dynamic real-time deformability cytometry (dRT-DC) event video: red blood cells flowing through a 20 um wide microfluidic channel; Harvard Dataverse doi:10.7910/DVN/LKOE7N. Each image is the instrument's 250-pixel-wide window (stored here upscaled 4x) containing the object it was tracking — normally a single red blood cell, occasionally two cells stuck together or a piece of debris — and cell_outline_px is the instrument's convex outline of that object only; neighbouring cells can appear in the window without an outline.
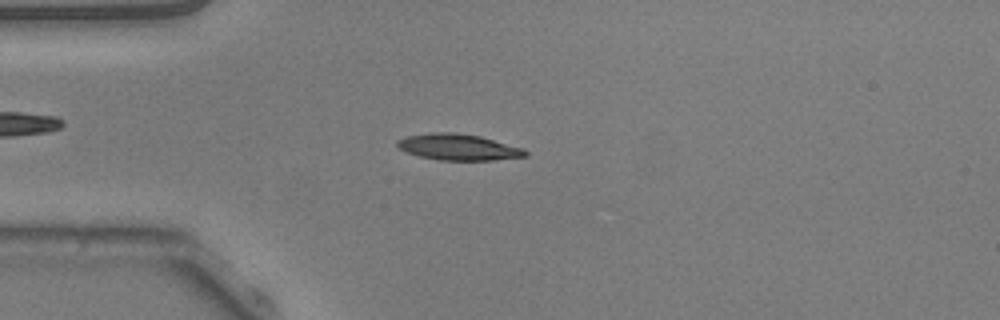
{"species": "common noctule bat (a hibernating species)", "species_latin": "Nyctalus noctula", "temperature_condition": "warm", "stored_images_in_passage": 53, "camera_frame_rate_fps": 3000, "um_per_image_px": 0.085, "animal": {"sex": "male", "body_mass_g": 20.5, "forearm_length_mm": 52.5}, "frame": {"image": 1, "passage_image": 13, "time_ms": 4.0, "image_size_px": [1000, 320], "cell_outline_px": [[528, 156], [492, 160], [440, 160], [420, 156], [408, 152], [400, 148], [396, 144], [396, 140], [404, 136], [432, 132], [456, 132], [480, 136], [524, 148], [528, 152]], "centroid_in_image_um": [38.97, 12.49], "position_along_channel_um": 46.0, "area_um2": 19.59}}
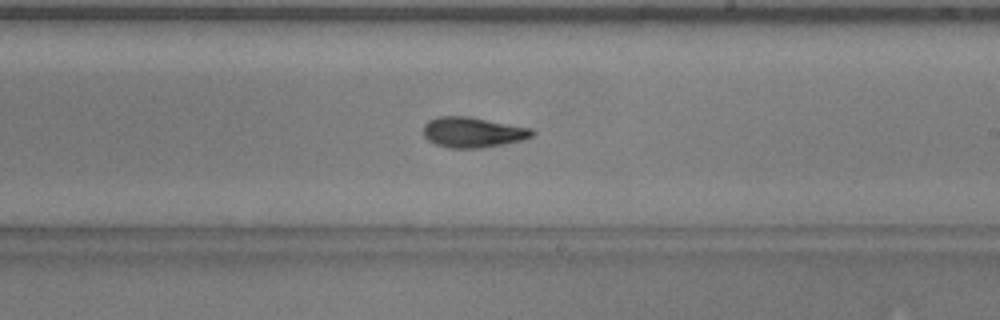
{"frame": {"image": 2, "passage_image": 30, "time_ms": 9.667, "image_size_px": [1000, 320], "cell_outline_px": [[536, 132], [532, 136], [524, 140], [504, 144], [480, 148], [452, 148], [436, 144], [428, 140], [424, 136], [424, 124], [428, 120], [436, 116], [468, 116], [532, 128]], "centroid_in_image_um": [40.2, 11.24], "position_along_channel_um": 248.8, "area_um2": 19.36}}
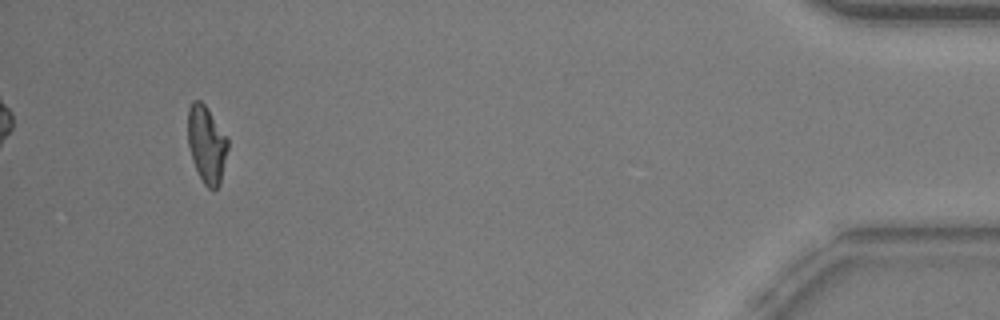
{"frame": {"image": 3, "passage_image": 49, "time_ms": 16.0, "image_size_px": [1000, 320], "cell_outline_px": [[228, 148], [220, 184], [216, 188], [208, 188], [204, 184], [192, 160], [188, 144], [188, 108], [192, 100], [200, 100], [208, 108], [228, 140]], "centroid_in_image_um": [17.55, 12.24], "position_along_channel_um": 417.6, "area_um2": 17.8}}